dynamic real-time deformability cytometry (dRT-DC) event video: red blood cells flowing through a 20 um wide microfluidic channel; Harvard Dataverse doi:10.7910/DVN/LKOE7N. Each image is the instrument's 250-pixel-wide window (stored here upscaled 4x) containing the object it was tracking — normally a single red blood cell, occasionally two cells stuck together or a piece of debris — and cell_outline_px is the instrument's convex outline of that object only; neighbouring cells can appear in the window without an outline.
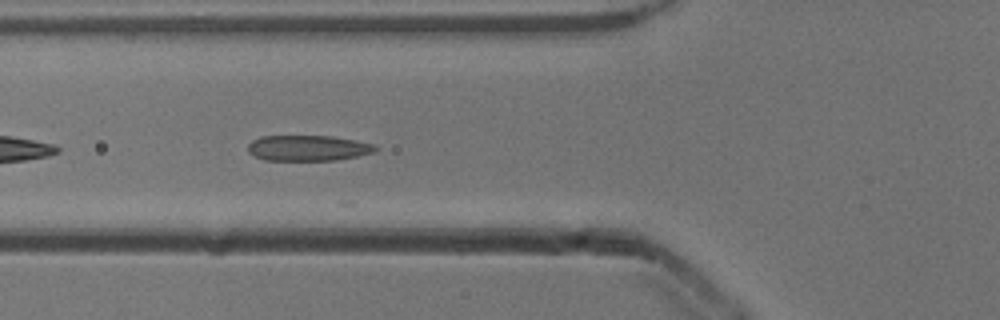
{"species": "common noctule bat (a hibernating species)", "species_latin": "Nyctalus noctula", "temperature_condition": "cold", "stored_images_in_passage": 29, "camera_frame_rate_fps": 3000, "um_per_image_px": 0.085, "animal": {"sex": "male", "body_mass_g": 13.3}, "frame": {"image": 1, "passage_image": 19, "time_ms": 6.0, "image_size_px": [1000, 320], "cell_outline_px": [[380, 148], [376, 152], [336, 160], [264, 160], [248, 152], [248, 144], [252, 140], [260, 136], [332, 136], [356, 140], [376, 144]], "centroid_in_image_um": [26.22, 12.58], "position_along_channel_um": 99.6, "area_um2": 19.19}}
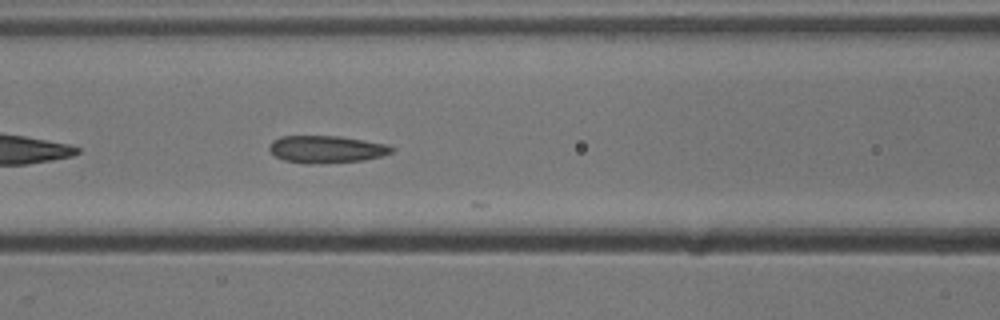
{"frame": {"image": 2, "passage_image": 22, "time_ms": 7.0, "image_size_px": [1000, 320], "cell_outline_px": [[396, 148], [392, 152], [380, 156], [364, 160], [308, 164], [284, 160], [276, 156], [268, 148], [272, 140], [280, 136], [340, 136], [388, 144]], "centroid_in_image_um": [27.75, 12.67], "position_along_channel_um": 138.8, "area_um2": 19.42}}
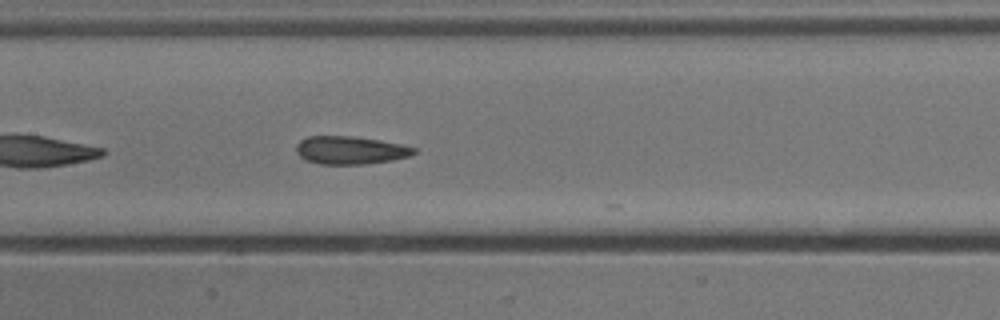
{"frame": {"image": 3, "passage_image": 25, "time_ms": 8.0, "image_size_px": [1000, 320], "cell_outline_px": [[416, 152], [408, 156], [392, 160], [364, 164], [320, 164], [308, 160], [300, 156], [296, 152], [296, 144], [300, 140], [308, 136], [352, 136], [380, 140], [400, 144], [416, 148]], "centroid_in_image_um": [29.76, 12.76], "position_along_channel_um": 177.6, "area_um2": 19.07}}